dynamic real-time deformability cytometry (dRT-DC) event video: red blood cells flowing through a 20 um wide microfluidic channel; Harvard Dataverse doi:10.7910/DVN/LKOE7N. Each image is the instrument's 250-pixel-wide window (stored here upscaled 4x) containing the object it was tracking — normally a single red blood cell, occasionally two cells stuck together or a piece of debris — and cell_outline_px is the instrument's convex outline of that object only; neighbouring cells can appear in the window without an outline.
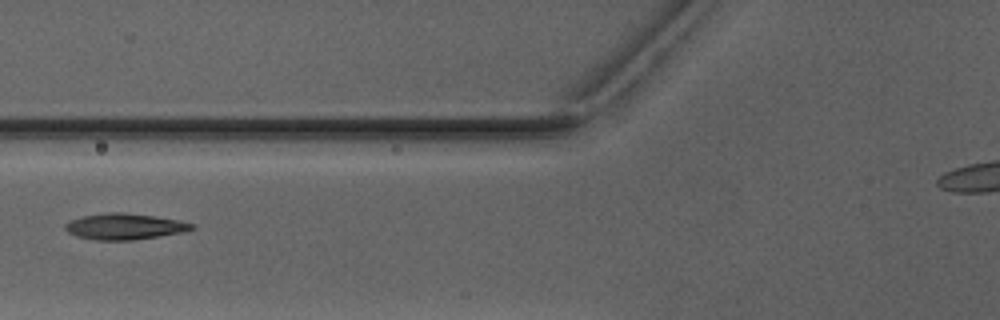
{"species": "Egyptian fruit bat (a non-hibernating species)", "species_latin": "Rousettus aegyptiacus", "temperature_condition": "warm", "stored_images_in_passage": 3, "camera_frame_rate_fps": 3000, "um_per_image_px": 0.085, "animal": {"sex": "male"}, "frame": {"image": 1, "passage_image": 3, "time_ms": 2.333, "image_size_px": [1000, 320], "cell_outline_px": [[196, 228], [184, 232], [160, 236], [132, 240], [96, 240], [76, 236], [68, 232], [64, 228], [64, 224], [72, 220], [84, 216], [108, 212], [124, 212], [152, 216], [176, 220], [196, 224]], "centroid_in_image_um": [10.6, 19.26], "position_along_channel_um": 115.2, "area_um2": 19.13}}